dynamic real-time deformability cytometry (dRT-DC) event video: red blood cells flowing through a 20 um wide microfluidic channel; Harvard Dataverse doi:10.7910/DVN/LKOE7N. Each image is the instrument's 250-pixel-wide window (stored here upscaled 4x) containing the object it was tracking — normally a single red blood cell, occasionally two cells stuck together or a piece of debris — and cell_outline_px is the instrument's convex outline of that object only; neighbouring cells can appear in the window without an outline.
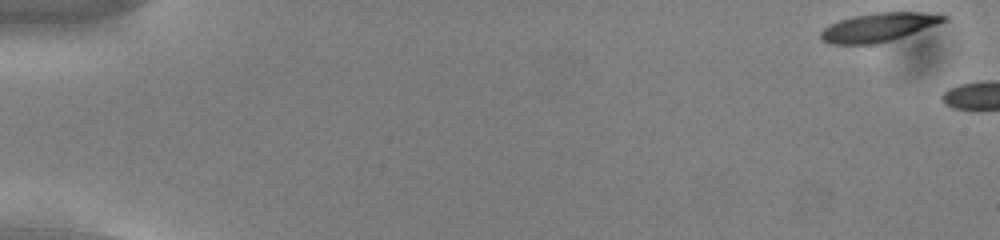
{"species": "common noctule bat (a hibernating species)", "species_latin": "Nyctalus noctula", "temperature_condition": "cold", "stored_images_in_passage": 4, "camera_frame_rate_fps": 3000, "um_per_image_px": 0.085, "animal": {"sex": "male", "body_mass_g": 13.0, "forearm_length_mm": 53.1}, "frame": {"image": 1, "passage_image": 1, "time_ms": 0.0, "image_size_px": [1000, 240], "cell_outline_px": [[948, 20], [888, 40], [872, 44], [828, 44], [820, 40], [820, 32], [824, 28], [840, 20], [856, 16], [880, 12], [920, 12], [948, 16]], "centroid_in_image_um": [74.6, 2.31], "position_along_channel_um": 10.4, "area_um2": 19.83}}